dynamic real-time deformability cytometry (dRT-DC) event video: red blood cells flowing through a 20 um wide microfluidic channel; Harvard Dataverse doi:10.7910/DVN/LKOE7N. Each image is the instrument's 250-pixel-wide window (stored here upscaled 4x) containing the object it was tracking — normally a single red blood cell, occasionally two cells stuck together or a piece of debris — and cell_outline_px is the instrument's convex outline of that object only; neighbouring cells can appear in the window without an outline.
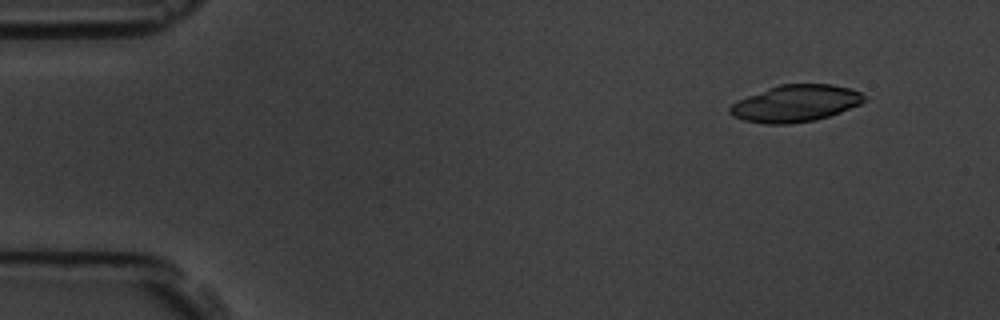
{"species": "common noctule bat (a hibernating species)", "species_latin": "Nyctalus noctula", "temperature_condition": "room temperature", "stored_images_in_passage": 4, "camera_frame_rate_fps": 3000, "um_per_image_px": 0.085, "animal": {"sex": "male", "body_mass_g": 19.5, "forearm_length_mm": 54.6}, "frame": {"image": 1, "passage_image": 2, "time_ms": 1.0, "image_size_px": [1000, 320], "cell_outline_px": [[868, 100], [860, 104], [840, 112], [816, 120], [788, 124], [764, 124], [744, 120], [732, 116], [728, 112], [728, 108], [732, 104], [748, 96], [768, 88], [780, 84], [832, 84], [848, 88], [860, 92]], "centroid_in_image_um": [67.62, 8.8], "position_along_channel_um": 17.4, "area_um2": 28.73}}